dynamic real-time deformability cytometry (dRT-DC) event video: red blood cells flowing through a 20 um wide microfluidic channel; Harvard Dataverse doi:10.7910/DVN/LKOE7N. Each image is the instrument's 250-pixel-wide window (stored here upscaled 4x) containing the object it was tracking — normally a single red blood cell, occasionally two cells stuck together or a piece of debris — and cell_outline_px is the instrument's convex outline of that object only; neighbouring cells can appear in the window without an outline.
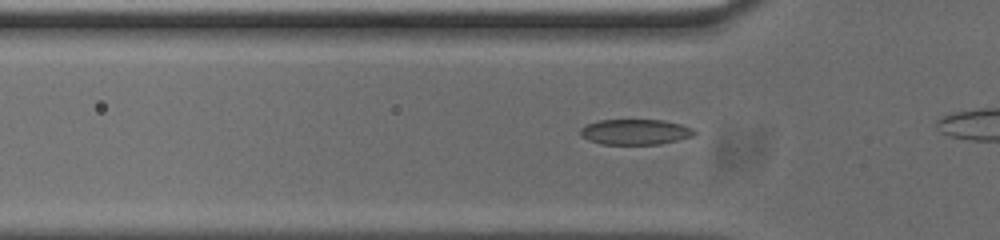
{"species": "common noctule bat (a hibernating species)", "species_latin": "Nyctalus noctula", "temperature_condition": "cold", "stored_images_in_passage": 8, "camera_frame_rate_fps": 3000, "um_per_image_px": 0.085, "animal": {"sex": "male", "body_mass_g": 20.0, "forearm_length_mm": 53.3}, "frame": {"image": 1, "passage_image": 3, "time_ms": 0.667, "image_size_px": [1000, 240], "cell_outline_px": [[696, 132], [692, 136], [660, 144], [600, 144], [588, 140], [580, 136], [580, 128], [588, 124], [600, 120], [664, 120], [680, 124], [692, 128]], "centroid_in_image_um": [53.96, 11.21], "position_along_channel_um": 71.8, "area_um2": 16.82}}
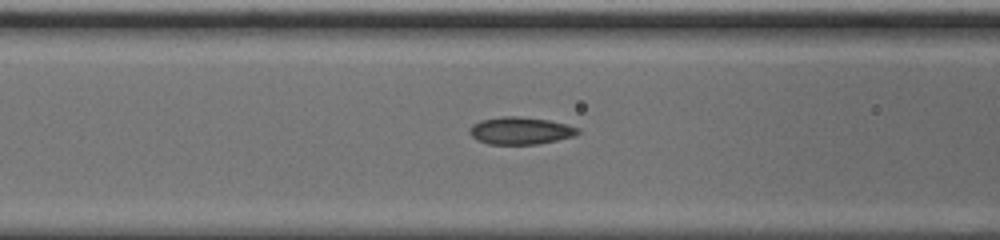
{"frame": {"image": 2, "passage_image": 7, "time_ms": 2.0, "image_size_px": [1000, 240], "cell_outline_px": [[580, 132], [572, 136], [556, 140], [536, 144], [488, 144], [476, 140], [468, 132], [468, 128], [472, 124], [480, 120], [504, 116], [516, 116], [548, 120], [568, 124], [580, 128]], "centroid_in_image_um": [44.2, 11.1], "position_along_channel_um": 122.4, "area_um2": 17.28}}